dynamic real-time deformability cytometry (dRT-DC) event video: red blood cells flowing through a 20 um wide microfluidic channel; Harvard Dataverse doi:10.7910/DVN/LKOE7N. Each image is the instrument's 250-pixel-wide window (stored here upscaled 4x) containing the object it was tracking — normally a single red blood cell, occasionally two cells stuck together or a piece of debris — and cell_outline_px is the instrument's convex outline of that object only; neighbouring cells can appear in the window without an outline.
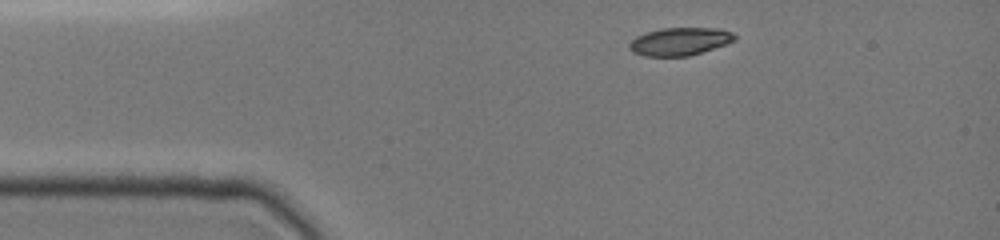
{"species": "common noctule bat (a hibernating species)", "species_latin": "Nyctalus noctula", "temperature_condition": "cold", "stored_images_in_passage": 4, "camera_frame_rate_fps": 3000, "um_per_image_px": 0.085, "animal": {"sex": "female", "body_mass_g": 19.0, "forearm_length_mm": 51.5}, "frame": {"image": 1, "passage_image": 1, "time_ms": 0.0, "image_size_px": [1000, 240], "cell_outline_px": [[736, 40], [728, 44], [688, 56], [644, 56], [632, 52], [628, 48], [628, 44], [636, 36], [644, 32], [660, 28], [720, 28], [732, 32], [736, 36]], "centroid_in_image_um": [57.77, 3.52], "position_along_channel_um": 27.2, "area_um2": 17.34}}
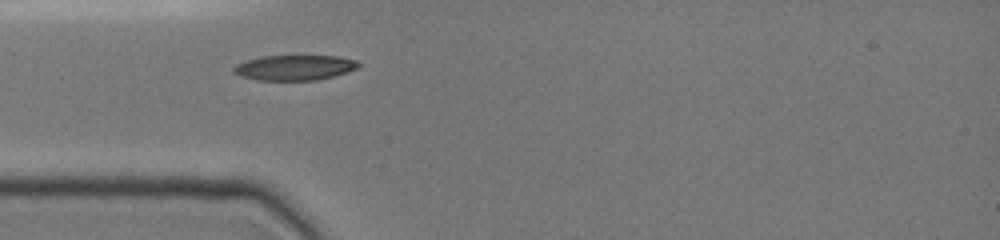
{"frame": {"image": 2, "passage_image": 3, "time_ms": 2.0, "image_size_px": [1000, 240], "cell_outline_px": [[360, 68], [348, 72], [316, 80], [256, 80], [240, 76], [232, 72], [232, 68], [236, 64], [244, 60], [260, 56], [336, 56], [356, 60], [360, 64]], "centroid_in_image_um": [25.0, 5.74], "position_along_channel_um": 60.0, "area_um2": 18.5}}
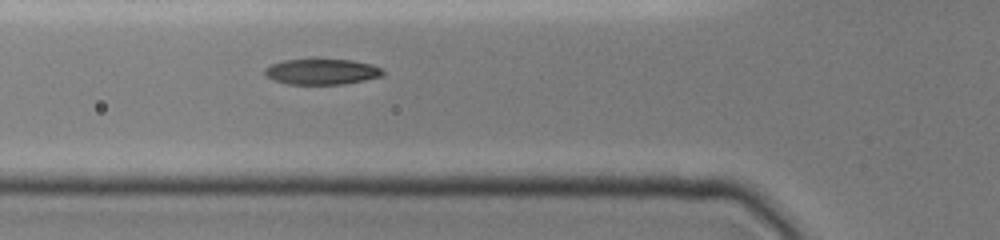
{"frame": {"image": 3, "passage_image": 4, "time_ms": 3.0, "image_size_px": [1000, 240], "cell_outline_px": [[384, 76], [344, 84], [288, 84], [264, 76], [264, 68], [272, 64], [284, 60], [308, 56], [316, 56], [352, 60], [372, 64], [380, 68], [384, 72]], "centroid_in_image_um": [27.33, 6.03], "position_along_channel_um": 98.5, "area_um2": 18.61}}